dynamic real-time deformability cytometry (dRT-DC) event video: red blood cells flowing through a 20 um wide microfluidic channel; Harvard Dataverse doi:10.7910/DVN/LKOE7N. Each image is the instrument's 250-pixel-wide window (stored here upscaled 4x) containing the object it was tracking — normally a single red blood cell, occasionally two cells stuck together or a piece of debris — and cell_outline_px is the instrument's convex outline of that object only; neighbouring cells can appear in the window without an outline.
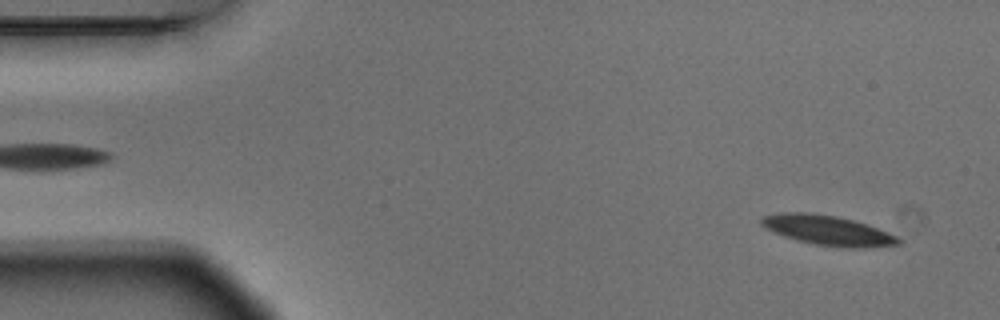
{"species": "Egyptian fruit bat (a non-hibernating species)", "species_latin": "Rousettus aegyptiacus", "temperature_condition": "warm", "stored_images_in_passage": 2, "camera_frame_rate_fps": 3000, "um_per_image_px": 0.085, "animal": {"sex": "male"}, "frame": {"image": 1, "passage_image": 2, "time_ms": 0.333, "image_size_px": [1000, 320], "cell_outline_px": [[904, 244], [864, 248], [848, 248], [816, 244], [796, 240], [784, 236], [764, 228], [760, 224], [760, 216], [784, 212], [808, 212], [836, 216], [852, 220], [888, 232], [904, 240]], "centroid_in_image_um": [70.36, 19.58], "position_along_channel_um": 14.6, "area_um2": 23.87}}